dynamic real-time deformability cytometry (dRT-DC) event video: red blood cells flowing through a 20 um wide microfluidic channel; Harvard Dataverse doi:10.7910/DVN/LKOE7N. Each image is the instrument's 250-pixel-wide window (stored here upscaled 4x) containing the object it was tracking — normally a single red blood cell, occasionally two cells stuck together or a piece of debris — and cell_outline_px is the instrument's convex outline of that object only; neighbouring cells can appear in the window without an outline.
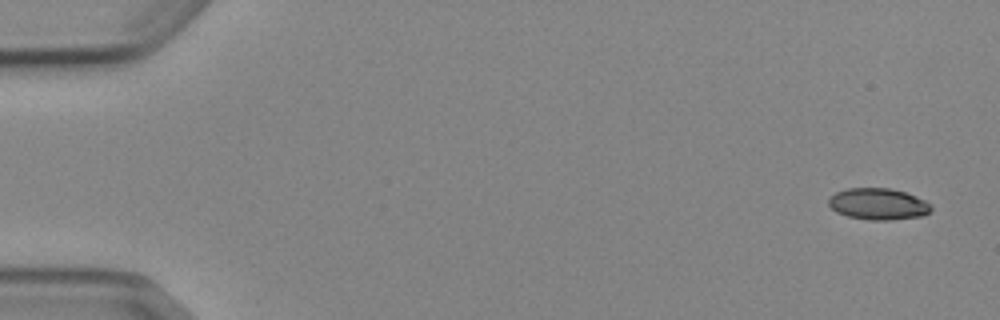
{"species": "Egyptian fruit bat (a non-hibernating species)", "species_latin": "Rousettus aegyptiacus", "temperature_condition": "cold", "stored_images_in_passage": 5, "camera_frame_rate_fps": 3000, "um_per_image_px": 0.085, "animal": {"sex": "female"}, "frame": {"image": 1, "passage_image": 1, "time_ms": 0.0, "image_size_px": [1000, 320], "cell_outline_px": [[932, 208], [924, 216], [892, 220], [868, 220], [848, 216], [836, 212], [828, 204], [828, 200], [836, 192], [848, 188], [888, 188], [904, 192], [916, 196], [932, 204]], "centroid_in_image_um": [74.66, 17.35], "position_along_channel_um": 10.3, "area_um2": 18.84}}